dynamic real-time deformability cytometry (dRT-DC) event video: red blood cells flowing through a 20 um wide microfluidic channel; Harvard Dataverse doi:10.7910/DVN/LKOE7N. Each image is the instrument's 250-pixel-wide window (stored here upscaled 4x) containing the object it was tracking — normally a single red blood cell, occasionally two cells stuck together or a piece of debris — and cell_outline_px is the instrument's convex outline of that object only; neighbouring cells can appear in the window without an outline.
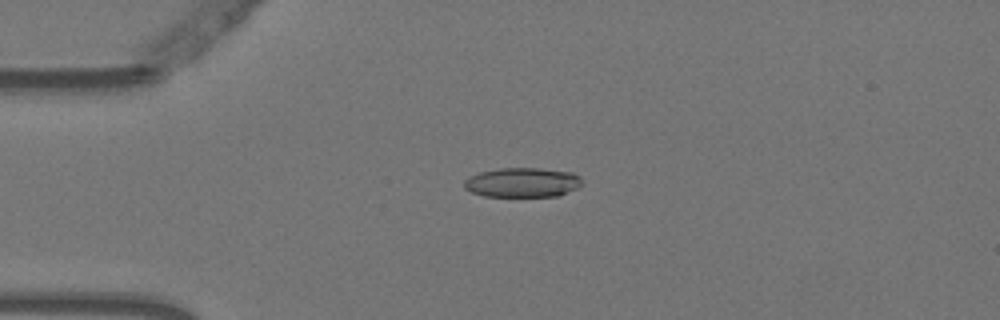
{"species": "Egyptian fruit bat (a non-hibernating species)", "species_latin": "Rousettus aegyptiacus", "temperature_condition": "warm", "stored_images_in_passage": 45, "camera_frame_rate_fps": 3000, "um_per_image_px": 0.085, "animal": {"sex": "female"}, "frame": {"image": 1, "passage_image": 4, "time_ms": 1.0, "image_size_px": [1000, 320], "cell_outline_px": [[584, 184], [576, 188], [556, 196], [484, 196], [472, 192], [464, 188], [464, 180], [468, 176], [480, 172], [500, 168], [540, 168], [572, 172], [580, 176]], "centroid_in_image_um": [44.4, 15.5], "position_along_channel_um": 40.6, "area_um2": 20.35}}
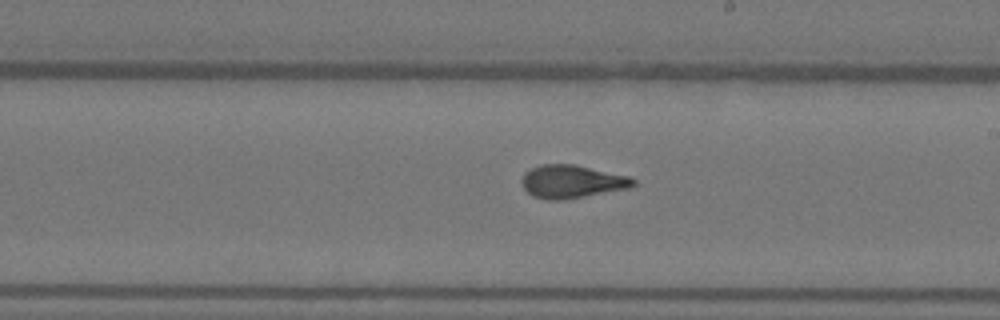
{"frame": {"image": 2, "passage_image": 22, "time_ms": 7.0, "image_size_px": [1000, 320], "cell_outline_px": [[636, 184], [628, 188], [584, 196], [560, 200], [548, 200], [532, 196], [524, 188], [520, 180], [524, 172], [540, 164], [576, 164], [628, 176], [636, 180]], "centroid_in_image_um": [48.57, 15.42], "position_along_channel_um": 240.4, "area_um2": 21.44}}
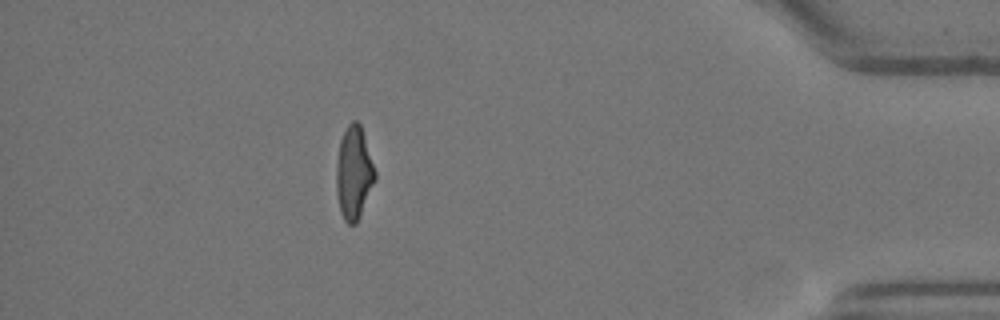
{"frame": {"image": 3, "passage_image": 39, "time_ms": 12.667, "image_size_px": [1000, 320], "cell_outline_px": [[376, 180], [360, 216], [356, 224], [348, 224], [344, 220], [340, 212], [336, 192], [336, 164], [340, 140], [348, 124], [352, 120], [356, 120], [360, 124], [376, 172]], "centroid_in_image_um": [30.07, 14.72], "position_along_channel_um": 405.1, "area_um2": 21.04}, "authors_computed_cell_mechanics": {"area_um2": 21.097, "velocity_mm_per_s": 3.763, "shape_relaxation_time_tau1_ms": 7.0681, "shape_relaxation_time_tau2_ms": 1.2558, "deformation_change_tau1": 0.2232, "deformation_change_tau2": 0.0842}}